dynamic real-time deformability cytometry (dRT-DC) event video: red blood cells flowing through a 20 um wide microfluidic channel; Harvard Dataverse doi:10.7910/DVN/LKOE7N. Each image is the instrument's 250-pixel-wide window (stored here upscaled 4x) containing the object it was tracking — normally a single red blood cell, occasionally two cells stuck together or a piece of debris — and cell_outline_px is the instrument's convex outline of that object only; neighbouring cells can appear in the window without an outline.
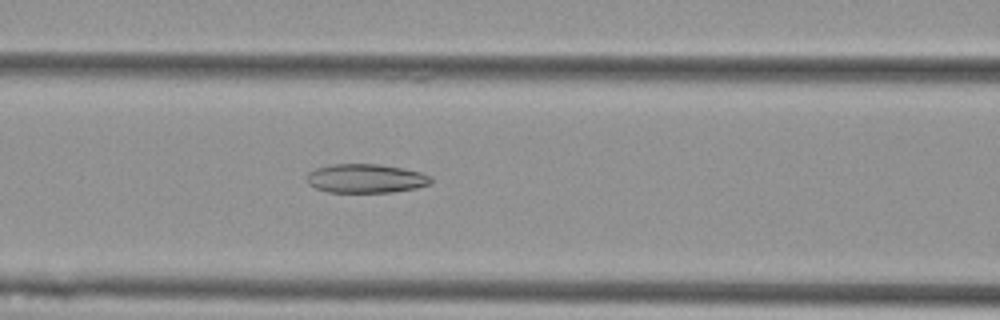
{"species": "Egyptian fruit bat (a non-hibernating species)", "species_latin": "Rousettus aegyptiacus", "temperature_condition": "cold", "stored_images_in_passage": 47, "camera_frame_rate_fps": 3000, "um_per_image_px": 0.085, "animal": {"sex": "female"}, "frame": {"image": 1, "passage_image": 20, "time_ms": 6.333, "image_size_px": [1000, 320], "cell_outline_px": [[432, 180], [428, 184], [416, 188], [392, 192], [328, 192], [316, 188], [308, 184], [308, 172], [316, 168], [332, 164], [380, 164], [404, 168], [420, 172], [432, 176]], "centroid_in_image_um": [31.1, 15.16], "position_along_channel_um": 135.5, "area_um2": 20.92}}
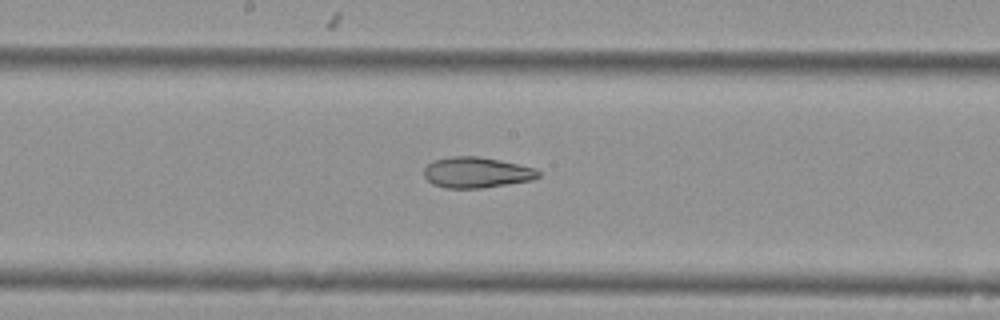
{"frame": {"image": 2, "passage_image": 26, "time_ms": 8.333, "image_size_px": [1000, 320], "cell_outline_px": [[540, 176], [532, 180], [484, 188], [444, 188], [432, 184], [424, 176], [424, 168], [432, 160], [452, 156], [476, 156], [500, 160], [532, 168], [540, 172]], "centroid_in_image_um": [40.46, 14.66], "position_along_channel_um": 207.7, "area_um2": 20.46}}
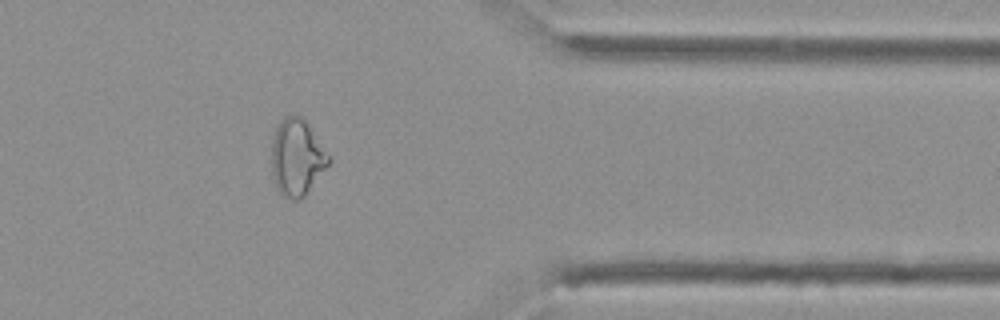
{"frame": {"image": 3, "passage_image": 42, "time_ms": 13.667, "image_size_px": [1000, 320], "cell_outline_px": [[332, 160], [304, 196], [300, 200], [292, 200], [284, 196], [276, 188], [272, 176], [272, 136], [276, 124], [284, 116], [292, 112], [300, 116], [304, 120], [332, 156]], "centroid_in_image_um": [25.23, 13.34], "position_along_channel_um": 386.2, "area_um2": 25.89}}